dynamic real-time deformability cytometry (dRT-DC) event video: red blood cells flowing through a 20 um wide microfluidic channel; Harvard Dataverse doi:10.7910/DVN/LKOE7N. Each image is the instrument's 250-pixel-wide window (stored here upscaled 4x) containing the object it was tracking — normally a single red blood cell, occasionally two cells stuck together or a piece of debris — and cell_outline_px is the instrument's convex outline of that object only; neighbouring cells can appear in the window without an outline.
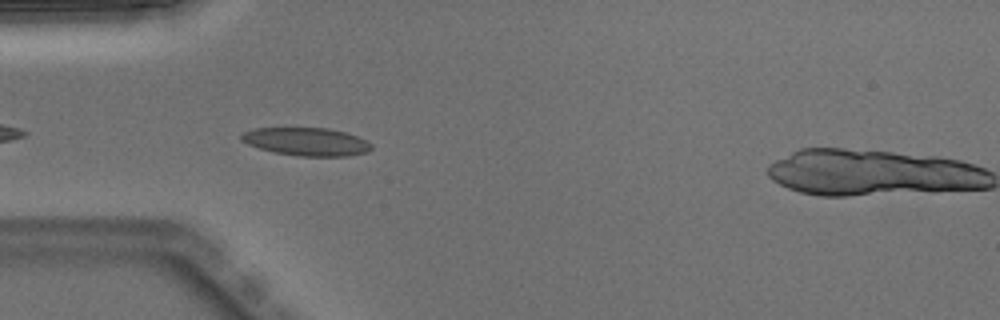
{"species": "Egyptian fruit bat (a non-hibernating species)", "species_latin": "Rousettus aegyptiacus", "temperature_condition": "warm", "stored_images_in_passage": 4, "camera_frame_rate_fps": 3000, "um_per_image_px": 0.085, "animal": {"sex": "male"}, "frame": {"image": 1, "passage_image": 3, "time_ms": 0.667, "image_size_px": [1000, 320], "cell_outline_px": [[372, 148], [368, 152], [348, 156], [296, 156], [272, 152], [248, 144], [240, 140], [240, 136], [244, 132], [252, 128], [328, 128], [344, 132], [368, 140], [372, 144]], "centroid_in_image_um": [26.05, 12.04], "position_along_channel_um": 58.9, "area_um2": 21.39}}